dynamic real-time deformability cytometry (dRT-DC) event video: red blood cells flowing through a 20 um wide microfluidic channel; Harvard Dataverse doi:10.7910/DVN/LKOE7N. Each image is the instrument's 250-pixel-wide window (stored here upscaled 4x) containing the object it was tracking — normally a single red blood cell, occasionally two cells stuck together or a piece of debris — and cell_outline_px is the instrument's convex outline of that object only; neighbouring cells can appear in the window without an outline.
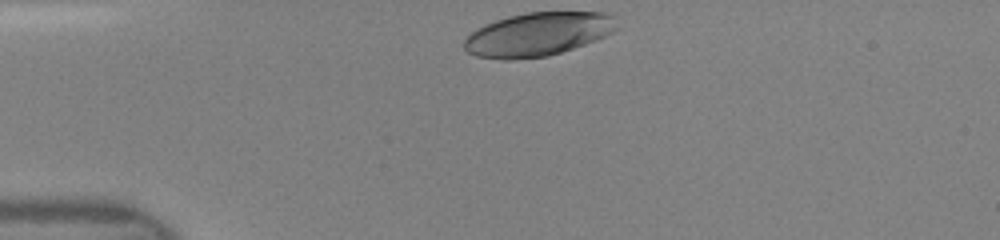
{"species": "human", "species_latin": "Homo sapiens", "temperature_condition": "room temperature", "stored_images_in_passage": 37, "camera_frame_rate_fps": 3000, "um_per_image_px": 0.085, "donor": {"sex": "female"}, "frame": {"image": 1, "passage_image": 1, "time_ms": 0.0, "image_size_px": [1000, 240], "cell_outline_px": [[612, 32], [596, 40], [548, 56], [512, 60], [504, 60], [476, 56], [468, 52], [464, 48], [464, 40], [476, 28], [484, 24], [508, 16], [524, 12], [604, 12], [612, 16]], "centroid_in_image_um": [45.63, 2.92], "position_along_channel_um": 39.4, "area_um2": 38.38}}
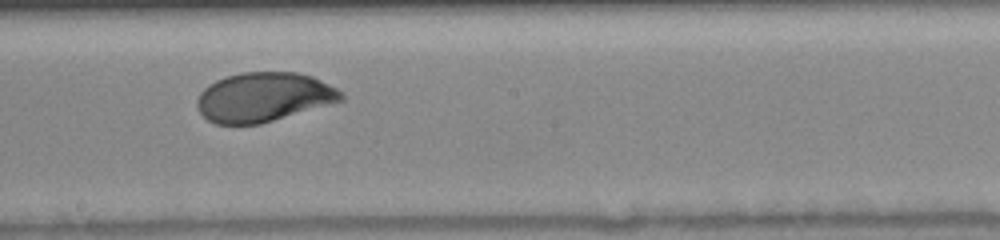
{"frame": {"image": 2, "passage_image": 17, "time_ms": 5.333, "image_size_px": [1000, 240], "cell_outline_px": [[344, 100], [260, 124], [216, 124], [208, 120], [196, 108], [196, 100], [200, 92], [208, 84], [216, 80], [240, 72], [296, 72], [312, 76], [344, 92]], "centroid_in_image_um": [22.4, 8.25], "position_along_channel_um": 225.8, "area_um2": 41.44}}
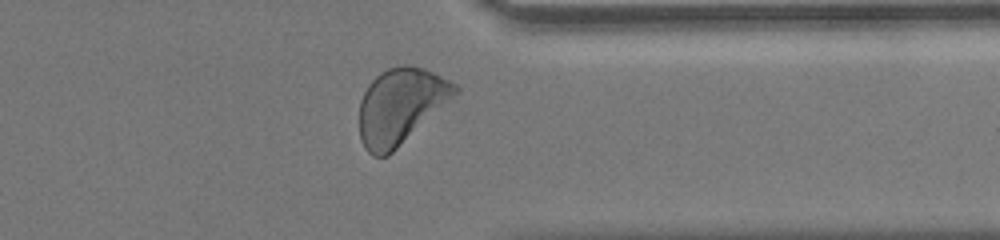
{"frame": {"image": 3, "passage_image": 28, "time_ms": 9.0, "image_size_px": [1000, 240], "cell_outline_px": [[460, 92], [388, 156], [372, 156], [364, 148], [360, 140], [360, 100], [368, 84], [380, 72], [388, 68], [400, 64], [408, 64], [424, 68], [456, 84], [460, 88]], "centroid_in_image_um": [34.05, 9.0], "position_along_channel_um": 377.4, "area_um2": 42.25}}